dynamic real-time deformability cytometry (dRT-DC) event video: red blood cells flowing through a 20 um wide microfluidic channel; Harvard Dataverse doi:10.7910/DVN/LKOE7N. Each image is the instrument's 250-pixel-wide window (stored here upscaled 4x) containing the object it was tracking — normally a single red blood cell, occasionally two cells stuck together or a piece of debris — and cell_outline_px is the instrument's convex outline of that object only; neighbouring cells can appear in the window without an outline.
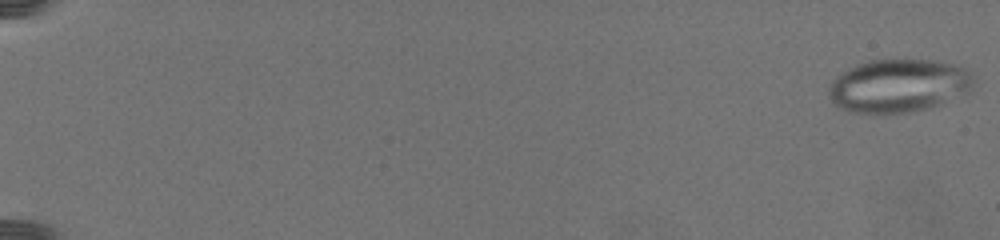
{"species": "common noctule bat (a hibernating species)", "species_latin": "Nyctalus noctula", "temperature_condition": "warm", "stored_images_in_passage": 26, "camera_frame_rate_fps": 3000, "um_per_image_px": 0.085, "animal": {"sex": "female", "body_mass_g": 19.5, "forearm_length_mm": 54.1}, "frame": {"image": 1, "passage_image": 1, "time_ms": 0.0, "image_size_px": [1000, 240], "cell_outline_px": [[972, 84], [968, 92], [932, 108], [916, 112], [884, 116], [872, 116], [848, 112], [836, 108], [828, 92], [836, 76], [848, 68], [856, 64], [868, 60], [932, 60], [956, 64], [964, 68], [972, 76]], "centroid_in_image_um": [76.33, 7.35], "position_along_channel_um": 8.7, "area_um2": 46.01}}